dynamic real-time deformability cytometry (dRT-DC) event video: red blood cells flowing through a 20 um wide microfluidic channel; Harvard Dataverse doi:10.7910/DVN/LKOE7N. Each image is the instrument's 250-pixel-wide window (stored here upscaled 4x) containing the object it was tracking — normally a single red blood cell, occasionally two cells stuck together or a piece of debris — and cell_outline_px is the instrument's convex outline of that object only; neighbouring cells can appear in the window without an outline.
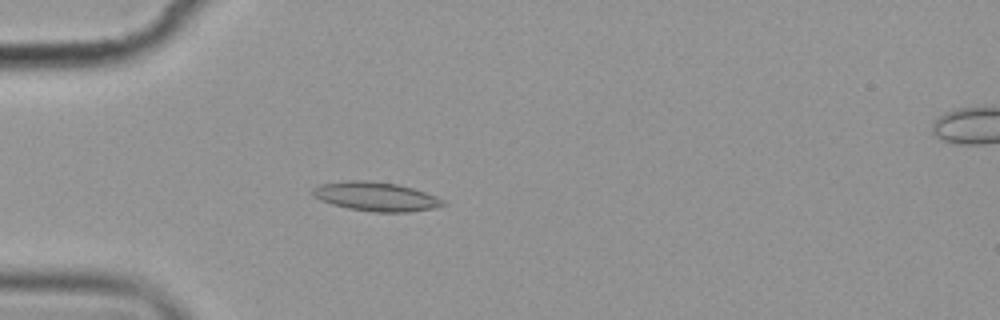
{"species": "common noctule bat (a hibernating species)", "species_latin": "Nyctalus noctula", "temperature_condition": "cold", "stored_images_in_passage": 6, "camera_frame_rate_fps": 3000, "um_per_image_px": 0.085, "animal": {"sex": "female", "body_mass_g": 19.9}, "frame": {"image": 1, "passage_image": 5, "time_ms": 4.667, "image_size_px": [1000, 320], "cell_outline_px": [[448, 204], [436, 208], [408, 212], [372, 212], [348, 208], [332, 204], [320, 200], [312, 196], [312, 188], [320, 184], [344, 180], [368, 180], [396, 184], [412, 188], [436, 196], [444, 200]], "centroid_in_image_um": [31.94, 16.71], "position_along_channel_um": 53.1, "area_um2": 22.25}}